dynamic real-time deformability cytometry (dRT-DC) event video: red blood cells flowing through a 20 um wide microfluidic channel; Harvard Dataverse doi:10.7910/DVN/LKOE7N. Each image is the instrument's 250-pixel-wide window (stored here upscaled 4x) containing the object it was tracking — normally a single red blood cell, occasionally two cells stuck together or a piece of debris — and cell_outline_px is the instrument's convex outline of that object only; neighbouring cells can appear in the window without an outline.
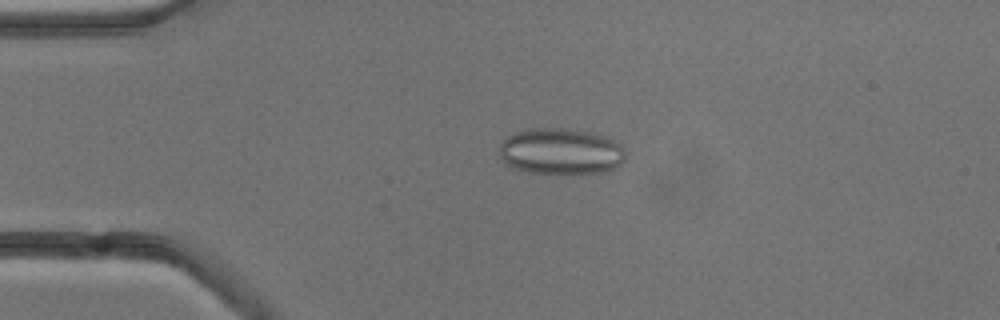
{"species": "common noctule bat (a hibernating species)", "species_latin": "Nyctalus noctula", "temperature_condition": "cold", "stored_images_in_passage": 4, "camera_frame_rate_fps": 3000, "um_per_image_px": 0.085, "animal": {"sex": "male", "body_mass_g": 13.3}, "frame": {"image": 1, "passage_image": 4, "time_ms": 3.333, "image_size_px": [1000, 320], "cell_outline_px": [[624, 160], [620, 164], [604, 172], [528, 172], [512, 168], [504, 164], [500, 156], [500, 144], [508, 136], [516, 132], [536, 128], [560, 128], [588, 132], [604, 136], [620, 144], [624, 152]], "centroid_in_image_um": [47.62, 12.86], "position_along_channel_um": 37.4, "area_um2": 33.35}}